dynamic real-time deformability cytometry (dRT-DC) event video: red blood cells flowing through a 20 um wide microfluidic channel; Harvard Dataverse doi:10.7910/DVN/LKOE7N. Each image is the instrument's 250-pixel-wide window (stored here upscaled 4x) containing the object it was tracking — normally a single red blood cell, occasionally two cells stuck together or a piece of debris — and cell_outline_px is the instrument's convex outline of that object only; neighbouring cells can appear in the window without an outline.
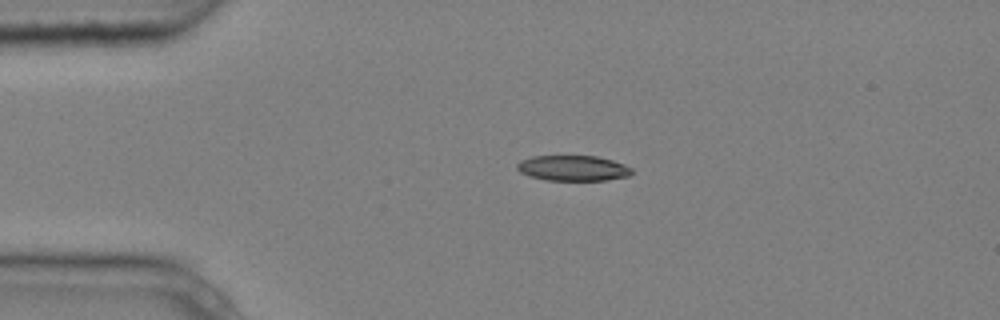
{"species": "common noctule bat (a hibernating species)", "species_latin": "Nyctalus noctula", "temperature_condition": "cold", "stored_images_in_passage": 4, "camera_frame_rate_fps": 3000, "um_per_image_px": 0.085, "animal": {"sex": "male", "body_mass_g": 20.4}, "frame": {"image": 1, "passage_image": 3, "time_ms": 0.667, "image_size_px": [1000, 320], "cell_outline_px": [[632, 172], [628, 176], [608, 180], [548, 180], [532, 176], [520, 172], [516, 168], [516, 164], [520, 160], [532, 156], [596, 156], [612, 160], [624, 164], [632, 168]], "centroid_in_image_um": [48.7, 14.28], "position_along_channel_um": 36.3, "area_um2": 16.94}}